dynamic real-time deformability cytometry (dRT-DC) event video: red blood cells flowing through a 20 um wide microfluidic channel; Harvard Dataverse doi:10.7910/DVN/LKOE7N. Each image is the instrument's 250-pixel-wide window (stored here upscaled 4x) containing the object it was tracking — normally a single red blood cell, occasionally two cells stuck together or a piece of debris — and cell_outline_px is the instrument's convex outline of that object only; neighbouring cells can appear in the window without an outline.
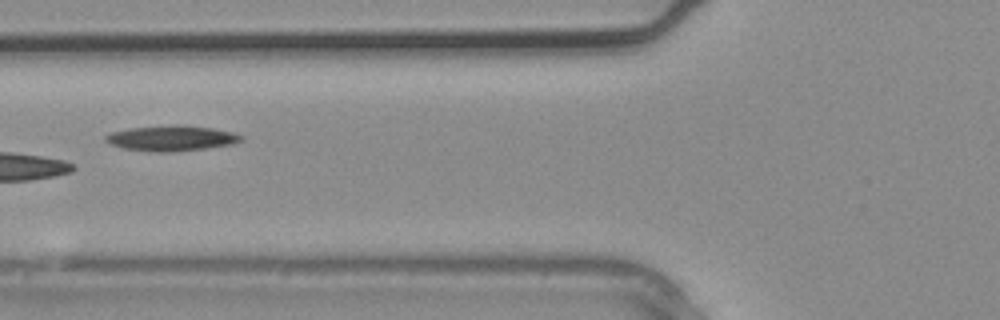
{"species": "common noctule bat (a hibernating species)", "species_latin": "Nyctalus noctula", "temperature_condition": "warm", "stored_images_in_passage": 4, "camera_frame_rate_fps": 3000, "um_per_image_px": 0.085, "animal": {"sex": "male", "body_mass_g": 20.4}, "frame": {"image": 1, "passage_image": 4, "time_ms": 1.0, "image_size_px": [1000, 320], "cell_outline_px": [[244, 140], [232, 144], [204, 148], [164, 152], [156, 152], [124, 148], [112, 144], [104, 140], [104, 136], [112, 132], [128, 128], [176, 124], [184, 124], [212, 128], [236, 132], [244, 136]], "centroid_in_image_um": [14.62, 11.72], "position_along_channel_um": 111.2, "area_um2": 20.11}}